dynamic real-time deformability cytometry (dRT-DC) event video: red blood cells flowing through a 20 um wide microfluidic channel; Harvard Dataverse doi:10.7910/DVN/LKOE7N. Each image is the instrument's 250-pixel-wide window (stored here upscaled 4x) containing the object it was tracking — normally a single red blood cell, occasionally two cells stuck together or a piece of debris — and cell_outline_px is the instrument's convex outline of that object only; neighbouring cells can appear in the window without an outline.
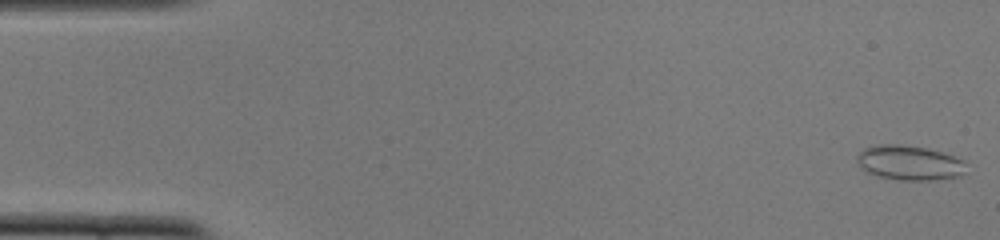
{"species": "common noctule bat (a hibernating species)", "species_latin": "Nyctalus noctula", "temperature_condition": "cold", "stored_images_in_passage": 44, "camera_frame_rate_fps": 3000, "um_per_image_px": 0.085, "animal": {"sex": "female", "body_mass_g": 22.0, "forearm_length_mm": 56.7}, "frame": {"image": 1, "passage_image": 1, "time_ms": 0.0, "image_size_px": [1000, 240], "cell_outline_px": [[964, 172], [960, 176], [936, 180], [900, 180], [876, 176], [864, 172], [860, 168], [856, 160], [856, 156], [864, 148], [880, 144], [900, 144], [928, 148], [944, 152], [964, 160]], "centroid_in_image_um": [77.26, 13.84], "position_along_channel_um": 7.7, "area_um2": 22.43}}
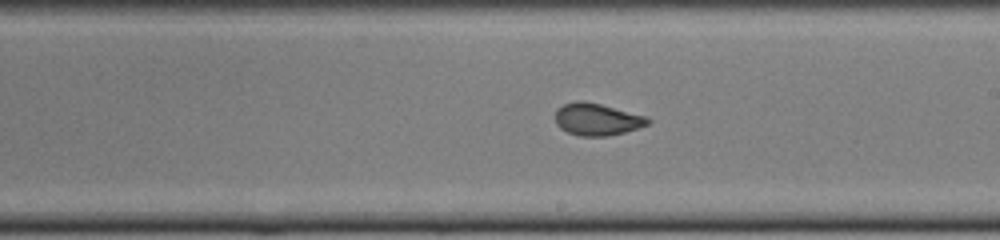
{"frame": {"image": 2, "passage_image": 29, "time_ms": 9.333, "image_size_px": [1000, 240], "cell_outline_px": [[652, 120], [648, 124], [624, 132], [608, 136], [580, 136], [568, 132], [560, 128], [556, 124], [556, 108], [564, 104], [576, 100], [580, 100], [600, 104], [648, 116]], "centroid_in_image_um": [50.74, 10.14], "position_along_channel_um": 238.3, "area_um2": 17.34}}
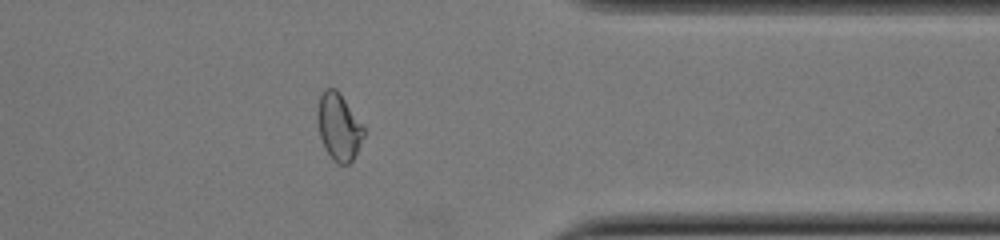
{"frame": {"image": 3, "passage_image": 41, "time_ms": 13.333, "image_size_px": [1000, 240], "cell_outline_px": [[364, 136], [352, 160], [348, 164], [340, 164], [332, 160], [324, 148], [320, 136], [316, 120], [316, 112], [320, 96], [324, 88], [336, 88], [340, 92], [364, 128]], "centroid_in_image_um": [28.76, 10.76], "position_along_channel_um": 382.6, "area_um2": 18.09}}